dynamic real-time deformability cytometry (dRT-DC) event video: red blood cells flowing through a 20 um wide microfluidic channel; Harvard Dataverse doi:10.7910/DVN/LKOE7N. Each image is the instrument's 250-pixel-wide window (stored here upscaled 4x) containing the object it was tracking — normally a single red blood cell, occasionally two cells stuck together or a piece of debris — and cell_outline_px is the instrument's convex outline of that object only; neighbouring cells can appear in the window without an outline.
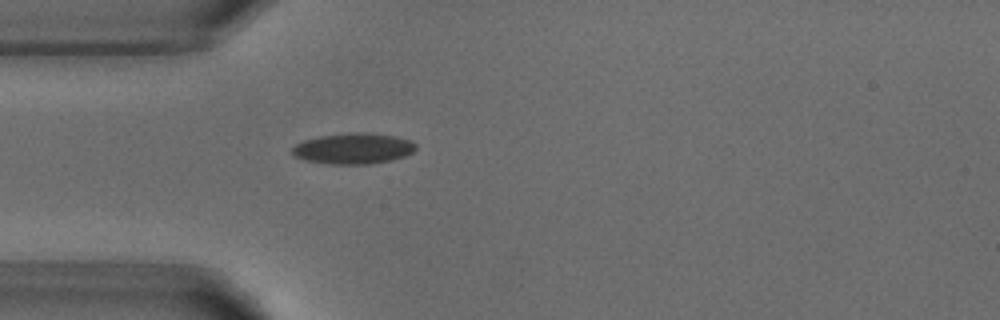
{"species": "common noctule bat (a hibernating species)", "species_latin": "Nyctalus noctula", "temperature_condition": "warm", "stored_images_in_passage": 1, "camera_frame_rate_fps": 3000, "um_per_image_px": 0.085, "animal": {"sex": "male", "body_mass_g": 18.8}, "frame": {"image": 1, "passage_image": 1, "time_ms": 0.0, "image_size_px": [1000, 320], "cell_outline_px": [[416, 148], [412, 152], [404, 156], [392, 160], [368, 164], [332, 164], [304, 160], [292, 156], [292, 148], [296, 144], [304, 140], [320, 136], [356, 132], [364, 132], [392, 136], [408, 140], [416, 144]], "centroid_in_image_um": [30.0, 12.63], "position_along_channel_um": 55.0, "area_um2": 22.02}}